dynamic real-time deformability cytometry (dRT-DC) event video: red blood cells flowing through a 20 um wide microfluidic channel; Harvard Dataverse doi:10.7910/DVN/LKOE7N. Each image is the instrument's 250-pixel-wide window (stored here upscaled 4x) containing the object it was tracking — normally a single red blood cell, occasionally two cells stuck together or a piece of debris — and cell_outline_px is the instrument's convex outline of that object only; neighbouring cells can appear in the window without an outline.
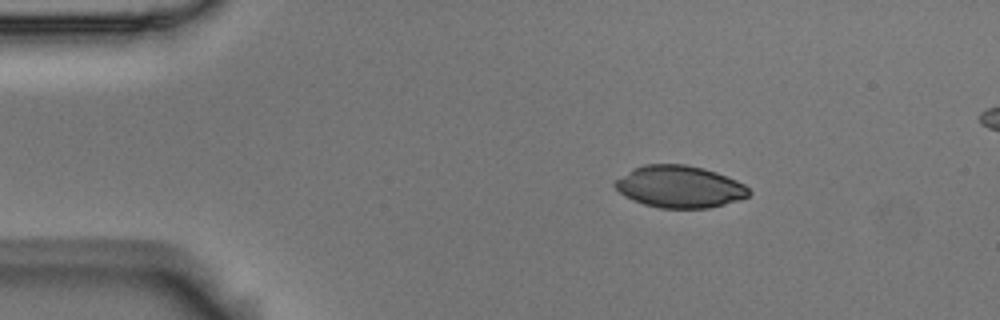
{"species": "Egyptian fruit bat (a non-hibernating species)", "species_latin": "Rousettus aegyptiacus", "temperature_condition": "room temperature", "stored_images_in_passage": 4, "segment_of_instrument_passage": [1, 2], "camera_frame_rate_fps": 3000, "um_per_image_px": 0.085, "animal": {"sex": "male"}, "frame": {"image": 1, "passage_image": 1, "time_ms": 0.0, "image_size_px": [1000, 320], "cell_outline_px": [[752, 192], [748, 196], [740, 200], [708, 208], [660, 208], [644, 204], [632, 200], [624, 196], [612, 184], [616, 180], [632, 168], [644, 164], [684, 164], [704, 168], [716, 172], [736, 180], [744, 184]], "centroid_in_image_um": [57.76, 15.87], "position_along_channel_um": 27.2, "area_um2": 32.89}}